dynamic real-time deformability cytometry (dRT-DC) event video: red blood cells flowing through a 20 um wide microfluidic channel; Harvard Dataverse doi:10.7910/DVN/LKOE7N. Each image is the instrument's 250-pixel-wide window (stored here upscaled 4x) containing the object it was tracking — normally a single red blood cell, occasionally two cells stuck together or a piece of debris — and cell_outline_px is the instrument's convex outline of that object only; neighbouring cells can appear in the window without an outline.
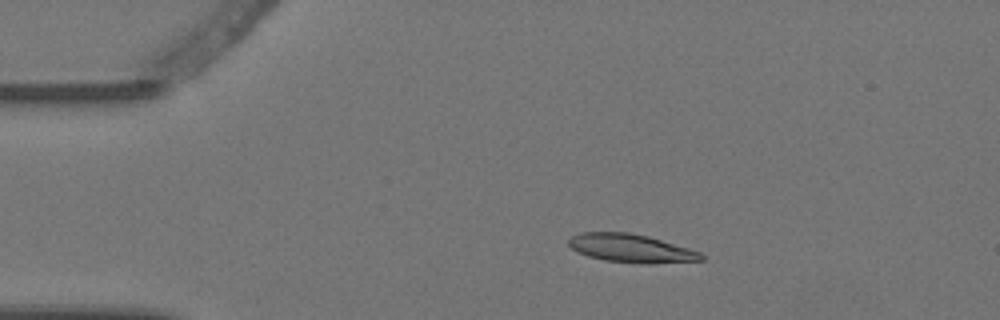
{"species": "Egyptian fruit bat (a non-hibernating species)", "species_latin": "Rousettus aegyptiacus", "temperature_condition": "warm", "stored_images_in_passage": 6, "camera_frame_rate_fps": 3000, "um_per_image_px": 0.085, "animal": {"sex": "female"}, "frame": {"image": 1, "passage_image": 2, "time_ms": 0.333, "image_size_px": [1000, 320], "cell_outline_px": [[704, 260], [604, 260], [588, 256], [576, 252], [568, 244], [568, 240], [572, 236], [580, 232], [628, 232], [648, 236], [688, 248], [700, 252], [704, 256]], "centroid_in_image_um": [53.49, 21.02], "position_along_channel_um": 31.5, "area_um2": 20.4}}
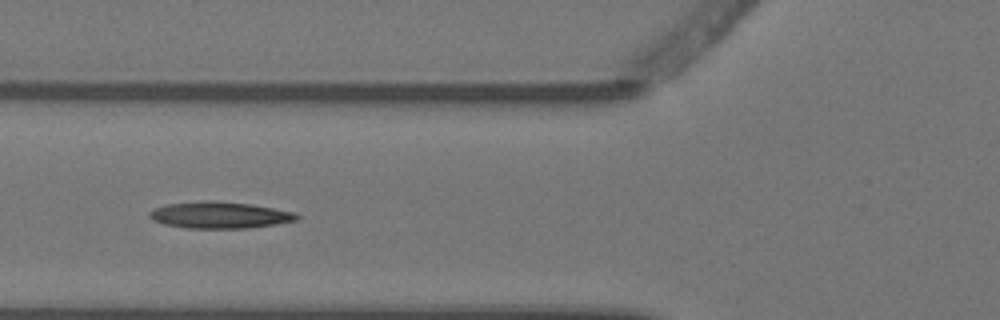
{"frame": {"image": 2, "passage_image": 5, "time_ms": 1.333, "image_size_px": [1000, 320], "cell_outline_px": [[300, 216], [296, 220], [276, 224], [248, 228], [184, 228], [164, 224], [148, 216], [148, 212], [156, 208], [168, 204], [204, 200], [208, 200], [252, 204], [296, 212]], "centroid_in_image_um": [18.7, 18.28], "position_along_channel_um": 107.1, "area_um2": 22.77}}
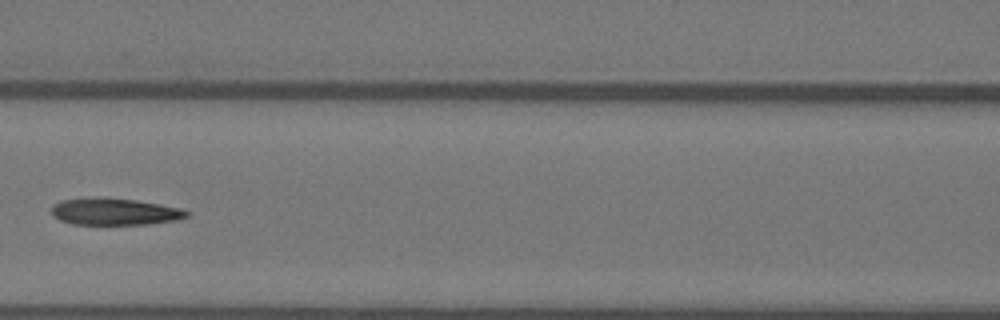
{"frame": {"image": 3, "passage_image": 6, "time_ms": 1.667, "image_size_px": [1000, 320], "cell_outline_px": [[188, 216], [176, 220], [148, 224], [72, 224], [60, 220], [52, 216], [52, 204], [60, 200], [136, 200], [160, 204], [180, 208], [188, 212]], "centroid_in_image_um": [9.76, 18.03], "position_along_channel_um": 156.8, "area_um2": 20.23}}